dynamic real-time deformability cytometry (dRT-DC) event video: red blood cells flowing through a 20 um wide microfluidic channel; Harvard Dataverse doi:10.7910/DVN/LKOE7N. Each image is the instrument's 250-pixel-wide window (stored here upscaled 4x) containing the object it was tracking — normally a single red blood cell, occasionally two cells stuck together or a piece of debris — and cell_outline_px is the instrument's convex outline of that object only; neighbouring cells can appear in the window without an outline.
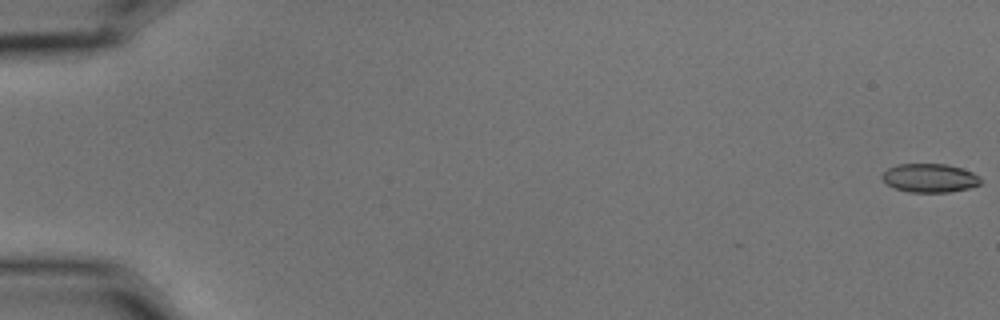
{"species": "common noctule bat (a hibernating species)", "species_latin": "Nyctalus noctula", "temperature_condition": "cold", "stored_images_in_passage": 57, "camera_frame_rate_fps": 3000, "um_per_image_px": 0.085, "animal": {"sex": "male", "body_mass_g": 15.6}, "frame": {"image": 1, "passage_image": 1, "time_ms": 0.0, "image_size_px": [1000, 320], "cell_outline_px": [[980, 184], [968, 188], [948, 192], [908, 192], [896, 188], [888, 184], [880, 176], [888, 168], [896, 164], [944, 164], [960, 168], [972, 172], [980, 180]], "centroid_in_image_um": [78.98, 15.13], "position_along_channel_um": 6.0, "area_um2": 16.18}}
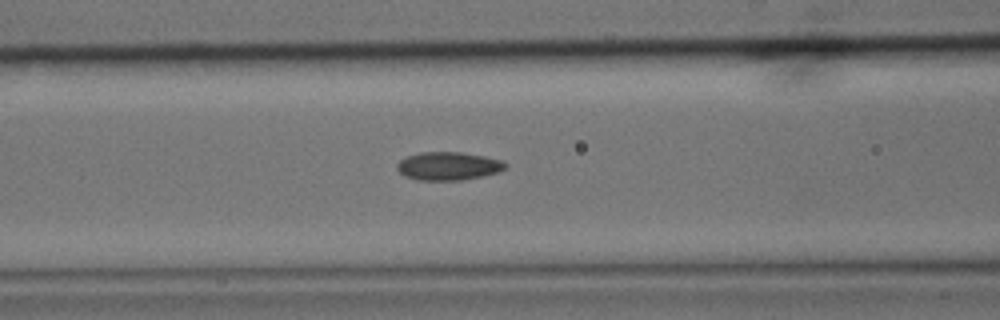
{"frame": {"image": 2, "passage_image": 25, "time_ms": 8.0, "image_size_px": [1000, 320], "cell_outline_px": [[508, 164], [500, 172], [484, 176], [464, 180], [416, 180], [404, 176], [396, 168], [396, 164], [404, 156], [420, 152], [460, 152], [484, 156], [500, 160]], "centroid_in_image_um": [38.08, 14.12], "position_along_channel_um": 128.5, "area_um2": 18.03}}
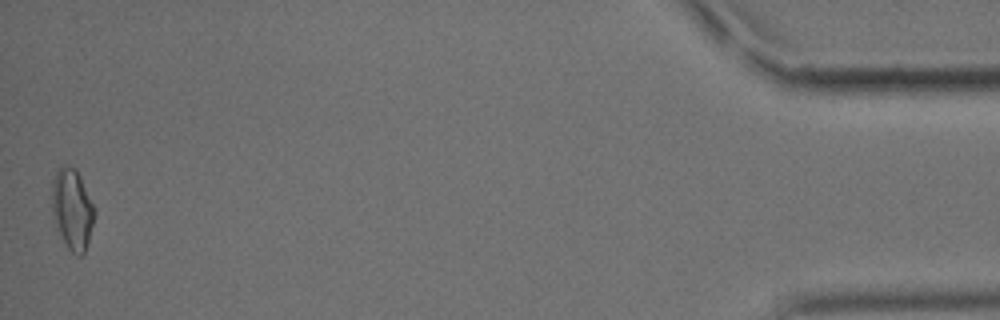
{"frame": {"image": 3, "passage_image": 57, "time_ms": 18.667, "image_size_px": [1000, 320], "cell_outline_px": [[96, 212], [88, 240], [84, 252], [80, 256], [76, 256], [68, 248], [56, 224], [52, 212], [52, 180], [56, 172], [64, 164], [68, 164], [76, 168], [96, 208]], "centroid_in_image_um": [6.16, 17.73], "position_along_channel_um": 429.0, "area_um2": 19.94}, "authors_computed_cell_mechanics": {"area_um2": 17.2822, "velocity_mm_per_s": 3.6028, "shape_relaxation_time_tau1_ms": 5.6786, "shape_relaxation_time_tau2_ms": 2.9728, "deformation_change_tau1": 0.141, "deformation_change_tau2": 0.0894}}